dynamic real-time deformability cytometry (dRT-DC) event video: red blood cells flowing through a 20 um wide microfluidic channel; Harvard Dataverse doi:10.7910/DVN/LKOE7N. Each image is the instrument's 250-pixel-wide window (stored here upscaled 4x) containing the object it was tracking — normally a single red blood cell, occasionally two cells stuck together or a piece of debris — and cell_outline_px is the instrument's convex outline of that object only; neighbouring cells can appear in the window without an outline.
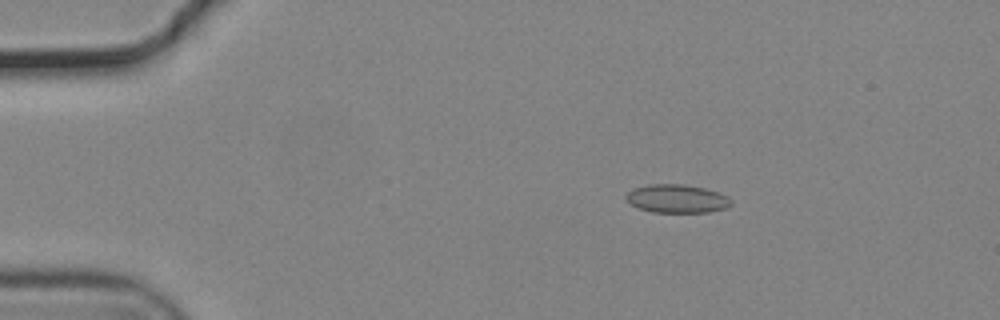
{"species": "common noctule bat (a hibernating species)", "species_latin": "Nyctalus noctula", "temperature_condition": "cold", "stored_images_in_passage": 54, "camera_frame_rate_fps": 3000, "um_per_image_px": 0.085, "animal": {"sex": "male", "body_mass_g": 19.2, "forearm_length_mm": 51.8}, "frame": {"image": 1, "passage_image": 8, "time_ms": 2.333, "image_size_px": [1000, 320], "cell_outline_px": [[732, 204], [724, 208], [708, 212], [652, 212], [640, 208], [632, 204], [624, 196], [628, 192], [636, 188], [648, 184], [684, 184], [704, 188], [728, 196], [732, 200]], "centroid_in_image_um": [57.55, 16.88], "position_along_channel_um": 27.4, "area_um2": 17.17}}
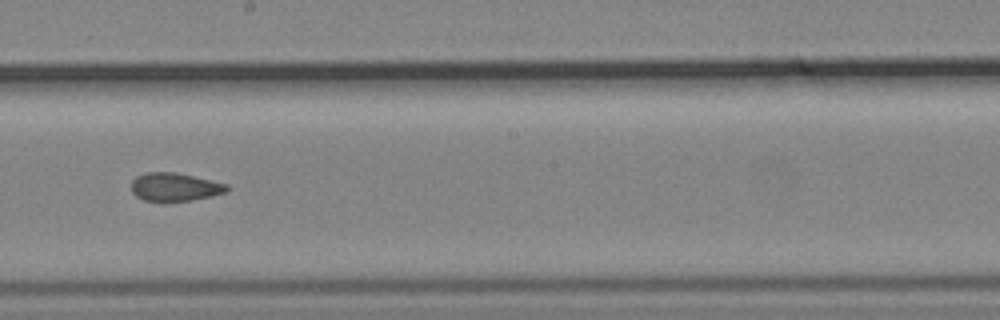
{"frame": {"image": 2, "passage_image": 30, "time_ms": 9.667, "image_size_px": [1000, 320], "cell_outline_px": [[228, 192], [212, 196], [192, 200], [144, 200], [136, 196], [132, 192], [132, 180], [136, 176], [144, 172], [176, 172], [228, 184]], "centroid_in_image_um": [14.87, 15.87], "position_along_channel_um": 233.3, "area_um2": 15.61}}
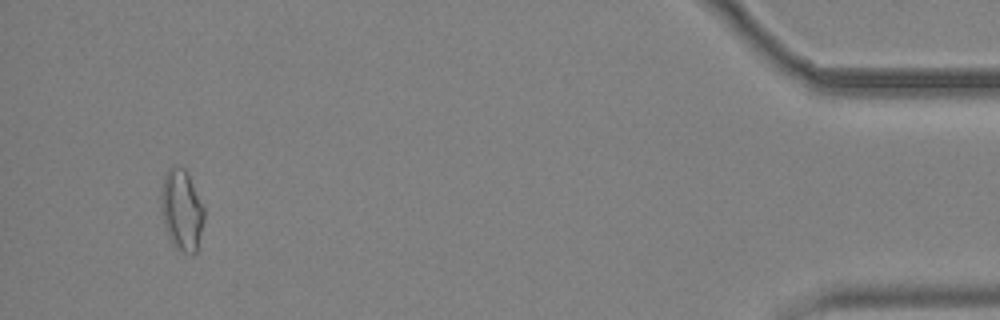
{"frame": {"image": 3, "passage_image": 51, "time_ms": 16.667, "image_size_px": [1000, 320], "cell_outline_px": [[204, 220], [196, 252], [192, 256], [176, 248], [172, 244], [168, 236], [160, 212], [160, 188], [164, 172], [168, 168], [176, 164], [184, 168], [204, 208]], "centroid_in_image_um": [15.4, 17.84], "position_along_channel_um": 419.8, "area_um2": 20.63}, "authors_computed_cell_mechanics": {"area_um2": 16.7909, "velocity_mm_per_s": 3.7231, "shape_relaxation_time_tau1_ms": null, "shape_relaxation_time_tau2_ms": 3.3439, "deformation_change_tau1": null, "deformation_change_tau2": 0.0818}}